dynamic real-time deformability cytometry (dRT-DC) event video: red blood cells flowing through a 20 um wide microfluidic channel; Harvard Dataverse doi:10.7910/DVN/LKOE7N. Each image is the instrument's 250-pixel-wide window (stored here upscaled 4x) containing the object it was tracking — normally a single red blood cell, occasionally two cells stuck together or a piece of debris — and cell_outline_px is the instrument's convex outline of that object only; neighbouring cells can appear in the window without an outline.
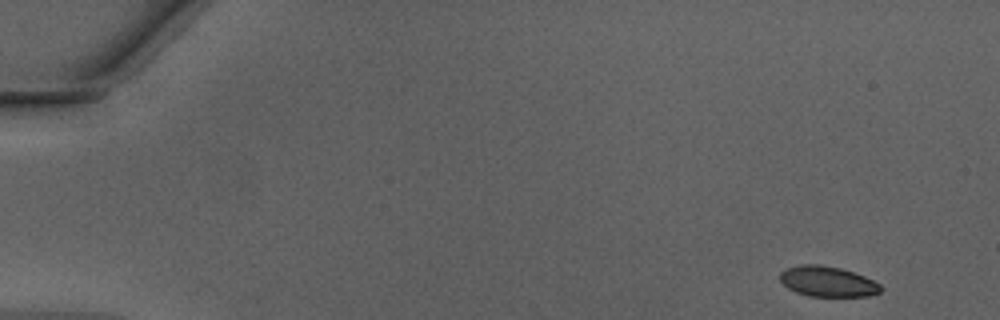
{"species": "Egyptian fruit bat (a non-hibernating species)", "species_latin": "Rousettus aegyptiacus", "temperature_condition": "warm", "stored_images_in_passage": 46, "camera_frame_rate_fps": 3000, "um_per_image_px": 0.085, "animal": {"sex": "male"}, "frame": {"image": 1, "passage_image": 1, "time_ms": 0.0, "image_size_px": [1000, 320], "cell_outline_px": [[884, 288], [880, 292], [868, 296], [808, 296], [796, 292], [788, 288], [780, 280], [780, 272], [788, 268], [804, 264], [820, 264], [840, 268], [864, 276], [880, 284]], "centroid_in_image_um": [70.36, 23.93], "position_along_channel_um": 14.6, "area_um2": 17.74}}
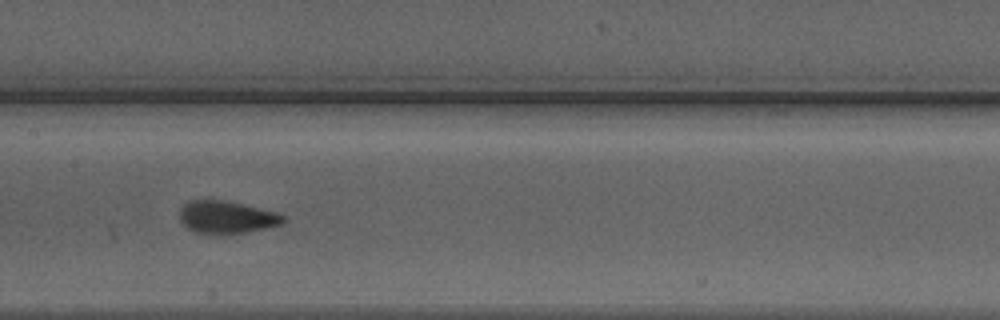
{"frame": {"image": 2, "passage_image": 23, "time_ms": 7.333, "image_size_px": [1000, 320], "cell_outline_px": [[284, 220], [280, 224], [264, 228], [244, 232], [216, 236], [196, 232], [188, 228], [180, 220], [180, 208], [188, 200], [224, 200], [276, 212], [284, 216]], "centroid_in_image_um": [19.2, 18.47], "position_along_channel_um": 188.2, "area_um2": 19.59}}
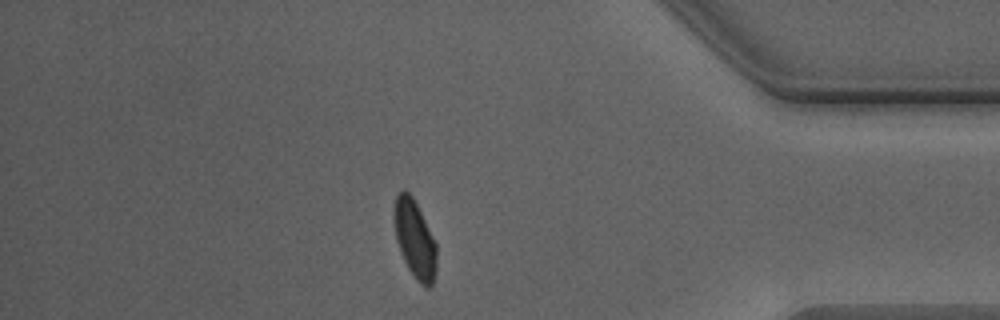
{"frame": {"image": 3, "passage_image": 40, "time_ms": 13.0, "image_size_px": [1000, 320], "cell_outline_px": [[436, 272], [432, 284], [428, 288], [420, 284], [416, 280], [408, 268], [404, 260], [396, 240], [392, 212], [396, 196], [404, 188], [412, 196], [436, 244]], "centroid_in_image_um": [35.23, 20.33], "position_along_channel_um": 400.0, "area_um2": 19.19}}